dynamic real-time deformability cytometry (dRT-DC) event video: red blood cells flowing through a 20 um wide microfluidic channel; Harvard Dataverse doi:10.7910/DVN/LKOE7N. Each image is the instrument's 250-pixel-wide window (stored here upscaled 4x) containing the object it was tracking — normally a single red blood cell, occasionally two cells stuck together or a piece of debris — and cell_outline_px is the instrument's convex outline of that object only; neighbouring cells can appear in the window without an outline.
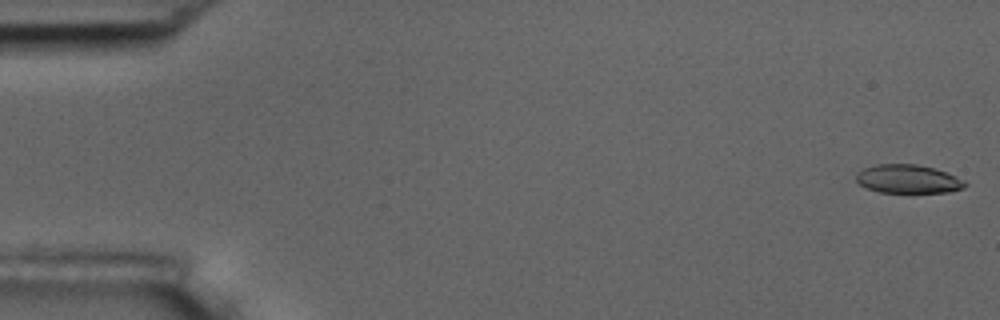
{"species": "common noctule bat (a hibernating species)", "species_latin": "Nyctalus noctula", "temperature_condition": "room temperature", "stored_images_in_passage": 56, "camera_frame_rate_fps": 3000, "um_per_image_px": 0.085, "animal": {"sex": "male", "body_mass_g": 17.5, "forearm_length_mm": 52.3}, "frame": {"image": 1, "passage_image": 1, "time_ms": 0.0, "image_size_px": [1000, 320], "cell_outline_px": [[968, 184], [964, 188], [948, 192], [912, 196], [880, 192], [868, 188], [860, 184], [856, 180], [856, 172], [864, 168], [876, 164], [916, 164], [932, 168], [956, 176], [964, 180]], "centroid_in_image_um": [77.2, 15.27], "position_along_channel_um": 7.8, "area_um2": 18.96}}
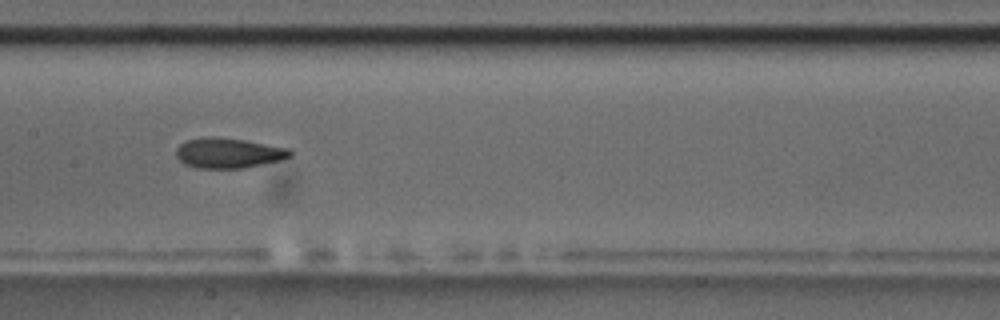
{"frame": {"image": 2, "passage_image": 28, "time_ms": 9.0, "image_size_px": [1000, 320], "cell_outline_px": [[292, 156], [280, 160], [244, 168], [196, 168], [184, 164], [176, 156], [176, 148], [180, 144], [188, 140], [204, 136], [212, 136], [244, 140], [292, 148]], "centroid_in_image_um": [19.43, 13.0], "position_along_channel_um": 188.0, "area_um2": 20.17}}
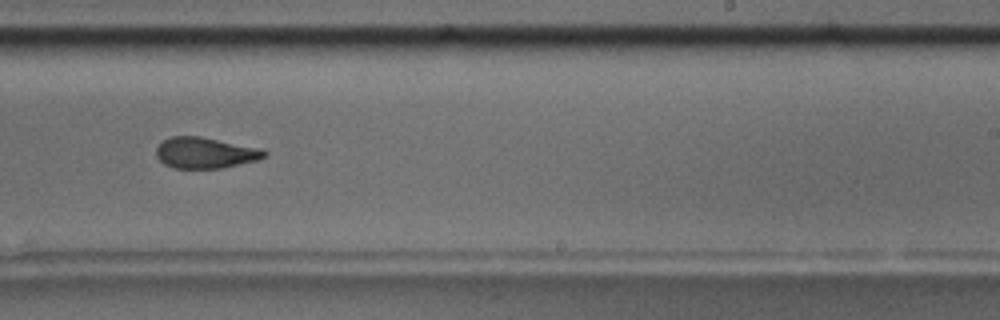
{"frame": {"image": 3, "passage_image": 35, "time_ms": 11.333, "image_size_px": [1000, 320], "cell_outline_px": [[268, 156], [256, 160], [224, 168], [172, 168], [164, 164], [156, 156], [156, 148], [164, 140], [172, 136], [200, 136], [264, 148], [268, 152]], "centroid_in_image_um": [17.49, 12.98], "position_along_channel_um": 271.5, "area_um2": 19.77}, "authors_computed_cell_mechanics": {"area_um2": 19.8832, "velocity_mm_per_s": 3.5946, "shape_relaxation_time_tau1_ms": null, "shape_relaxation_time_tau2_ms": 2.2172, "deformation_change_tau1": null, "deformation_change_tau2": 0.0879}}